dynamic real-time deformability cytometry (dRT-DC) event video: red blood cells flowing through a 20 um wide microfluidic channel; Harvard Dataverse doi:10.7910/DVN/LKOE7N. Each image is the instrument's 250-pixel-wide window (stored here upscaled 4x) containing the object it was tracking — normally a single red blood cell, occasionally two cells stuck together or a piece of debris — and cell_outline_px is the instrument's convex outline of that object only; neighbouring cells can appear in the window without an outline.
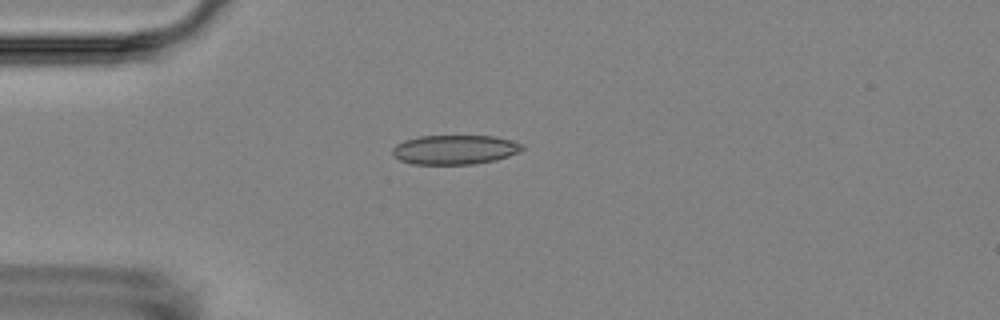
{"species": "Egyptian fruit bat (a non-hibernating species)", "species_latin": "Rousettus aegyptiacus", "temperature_condition": "room temperature", "stored_images_in_passage": 2, "camera_frame_rate_fps": 3000, "um_per_image_px": 0.085, "animal": {"sex": "female"}, "frame": {"image": 1, "passage_image": 2, "time_ms": 1.0, "image_size_px": [1000, 320], "cell_outline_px": [[524, 148], [520, 152], [496, 160], [472, 164], [412, 164], [400, 160], [392, 156], [392, 148], [396, 144], [404, 140], [420, 136], [496, 136], [512, 140], [524, 144]], "centroid_in_image_um": [38.66, 12.72], "position_along_channel_um": 46.3, "area_um2": 22.43}}